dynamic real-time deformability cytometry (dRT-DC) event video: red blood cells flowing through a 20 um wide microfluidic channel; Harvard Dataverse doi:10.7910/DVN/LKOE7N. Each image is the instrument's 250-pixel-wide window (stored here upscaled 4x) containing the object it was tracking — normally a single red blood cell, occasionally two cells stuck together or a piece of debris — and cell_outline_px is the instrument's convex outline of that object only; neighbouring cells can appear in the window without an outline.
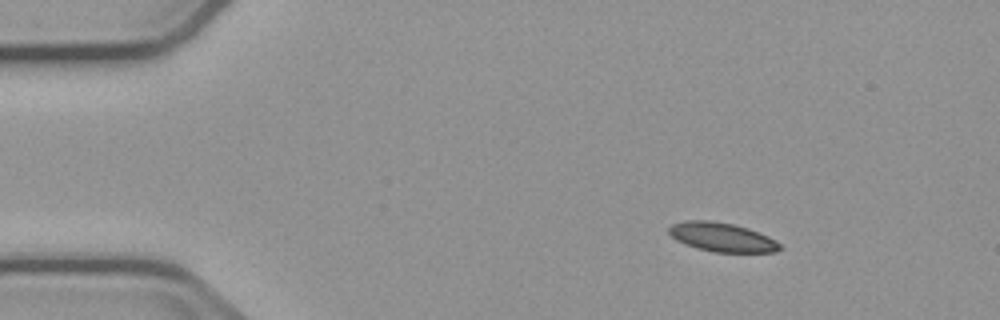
{"species": "common noctule bat (a hibernating species)", "species_latin": "Nyctalus noctula", "temperature_condition": "cold", "stored_images_in_passage": 4, "camera_frame_rate_fps": 3000, "um_per_image_px": 0.085, "animal": {"sex": "male", "body_mass_g": 23.1, "forearm_length_mm": 52.7}, "frame": {"image": 1, "passage_image": 2, "time_ms": 1.0, "image_size_px": [1000, 320], "cell_outline_px": [[780, 248], [776, 252], [712, 252], [696, 248], [684, 244], [676, 240], [668, 232], [668, 228], [672, 224], [684, 220], [708, 220], [732, 224], [748, 228], [768, 236], [776, 240], [780, 244]], "centroid_in_image_um": [61.34, 20.16], "position_along_channel_um": 23.7, "area_um2": 18.79}}
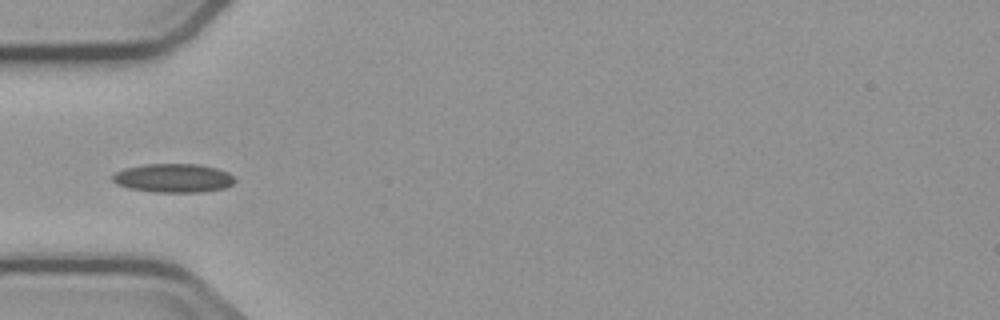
{"frame": {"image": 2, "passage_image": 4, "time_ms": 4.333, "image_size_px": [1000, 320], "cell_outline_px": [[236, 180], [232, 184], [224, 188], [204, 192], [152, 192], [128, 188], [116, 184], [112, 180], [112, 176], [116, 172], [124, 168], [144, 164], [196, 164], [216, 168], [228, 172]], "centroid_in_image_um": [14.72, 15.14], "position_along_channel_um": 70.3, "area_um2": 20.58}}